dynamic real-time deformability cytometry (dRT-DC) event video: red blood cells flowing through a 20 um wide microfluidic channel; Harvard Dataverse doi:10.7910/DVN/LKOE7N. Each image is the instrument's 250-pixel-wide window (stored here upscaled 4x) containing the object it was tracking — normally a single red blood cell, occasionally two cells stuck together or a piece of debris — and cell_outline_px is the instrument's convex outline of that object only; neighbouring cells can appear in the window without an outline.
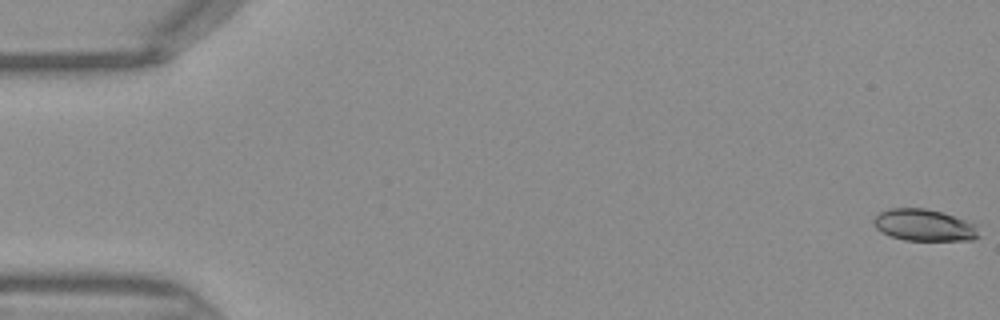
{"species": "Egyptian fruit bat (a non-hibernating species)", "species_latin": "Rousettus aegyptiacus", "temperature_condition": "warm", "stored_images_in_passage": 46, "camera_frame_rate_fps": 3000, "um_per_image_px": 0.085, "frame": {"image": 1, "passage_image": 1, "time_ms": 0.0, "image_size_px": [1000, 320], "cell_outline_px": [[980, 236], [972, 240], [904, 240], [880, 232], [876, 228], [872, 220], [880, 212], [888, 208], [924, 208], [944, 212], [976, 224]], "centroid_in_image_um": [78.56, 19.13], "position_along_channel_um": 6.4, "area_um2": 19.59}}
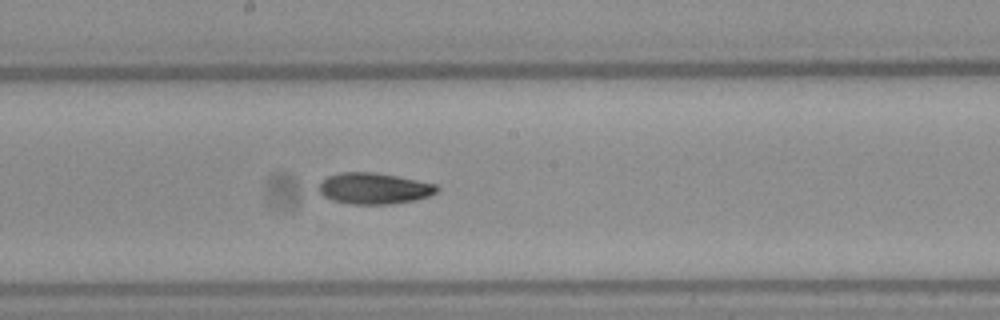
{"frame": {"image": 2, "passage_image": 25, "time_ms": 8.0, "image_size_px": [1000, 320], "cell_outline_px": [[440, 188], [436, 192], [428, 196], [416, 200], [388, 204], [348, 204], [332, 200], [324, 196], [316, 188], [320, 180], [328, 176], [340, 172], [372, 172], [396, 176], [436, 184]], "centroid_in_image_um": [31.74, 16.01], "position_along_channel_um": 216.5, "area_um2": 21.56}}
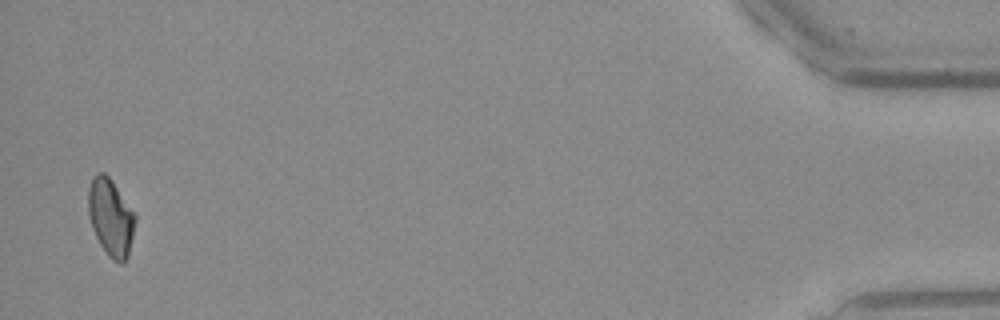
{"frame": {"image": 3, "passage_image": 45, "time_ms": 14.667, "image_size_px": [1000, 320], "cell_outline_px": [[136, 220], [128, 256], [124, 264], [120, 264], [112, 260], [108, 256], [100, 244], [92, 228], [88, 212], [88, 188], [92, 176], [96, 172], [104, 172], [112, 180], [136, 216]], "centroid_in_image_um": [9.4, 18.48], "position_along_channel_um": 425.8, "area_um2": 21.21}}